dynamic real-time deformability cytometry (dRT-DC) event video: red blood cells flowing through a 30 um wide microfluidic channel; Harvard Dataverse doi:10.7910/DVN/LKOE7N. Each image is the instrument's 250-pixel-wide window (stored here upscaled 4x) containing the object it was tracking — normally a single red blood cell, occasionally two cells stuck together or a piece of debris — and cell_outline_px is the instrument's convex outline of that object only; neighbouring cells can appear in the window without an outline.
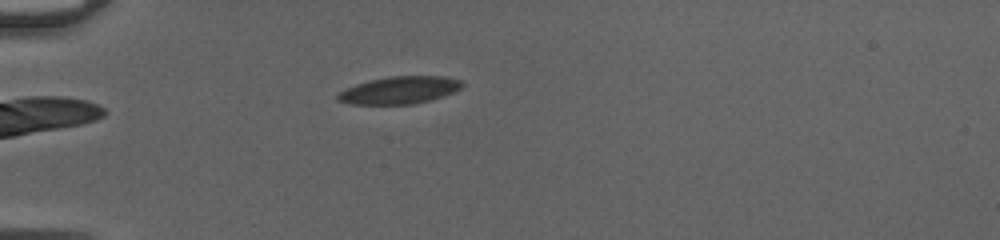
{"species": "common noctule bat (a hibernating species)", "species_latin": "Nyctalus noctula", "temperature_condition": "cold", "stored_images_in_passage": 40, "camera_frame_rate_fps": 3000, "um_per_image_px": 0.085, "animal": {"sex": "female", "body_mass_g": 20.0, "forearm_length_mm": 54.0}, "frame": {"image": 1, "passage_image": 1, "time_ms": 0.0, "image_size_px": [1000, 240], "cell_outline_px": [[464, 84], [460, 88], [444, 96], [412, 104], [352, 104], [336, 100], [336, 96], [340, 92], [356, 84], [388, 76], [444, 76], [460, 80]], "centroid_in_image_um": [33.96, 7.66], "position_along_channel_um": 51.0, "area_um2": 19.59}}
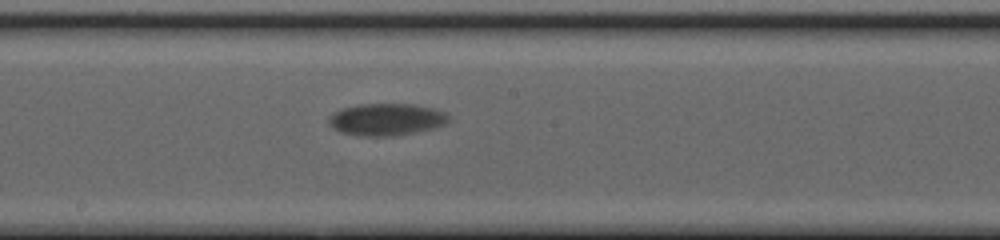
{"frame": {"image": 2, "passage_image": 16, "time_ms": 5.0, "image_size_px": [1000, 240], "cell_outline_px": [[448, 120], [444, 124], [432, 128], [392, 136], [360, 136], [340, 132], [332, 128], [328, 124], [328, 116], [344, 108], [360, 104], [412, 104], [432, 108], [444, 112], [448, 116]], "centroid_in_image_um": [32.78, 10.15], "position_along_channel_um": 215.4, "area_um2": 22.14}}
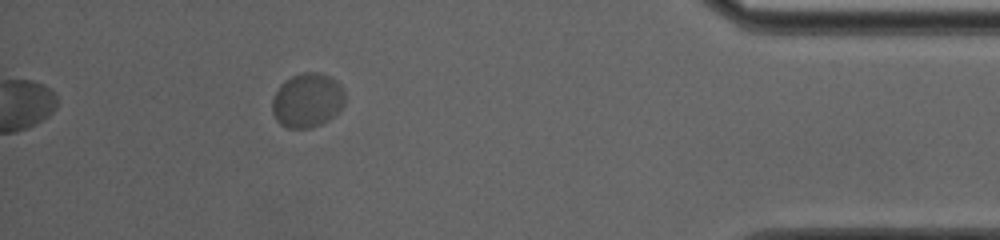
{"frame": {"image": 3, "passage_image": 35, "time_ms": 11.333, "image_size_px": [1000, 240], "cell_outline_px": [[344, 104], [328, 120], [320, 124], [308, 128], [288, 128], [280, 124], [276, 120], [272, 112], [272, 100], [280, 84], [284, 80], [292, 76], [304, 72], [320, 72], [336, 80], [344, 88]], "centroid_in_image_um": [26.11, 8.51], "position_along_channel_um": 409.1, "area_um2": 23.0}, "authors_computed_cell_mechanics": {"area_um2": 21.9929, "velocity_mm_per_s": 3.7625, "shape_relaxation_time_tau1_ms": 0.9847, "shape_relaxation_time_tau2_ms": null, "deformation_change_tau1": 0.06, "deformation_change_tau2": null}}